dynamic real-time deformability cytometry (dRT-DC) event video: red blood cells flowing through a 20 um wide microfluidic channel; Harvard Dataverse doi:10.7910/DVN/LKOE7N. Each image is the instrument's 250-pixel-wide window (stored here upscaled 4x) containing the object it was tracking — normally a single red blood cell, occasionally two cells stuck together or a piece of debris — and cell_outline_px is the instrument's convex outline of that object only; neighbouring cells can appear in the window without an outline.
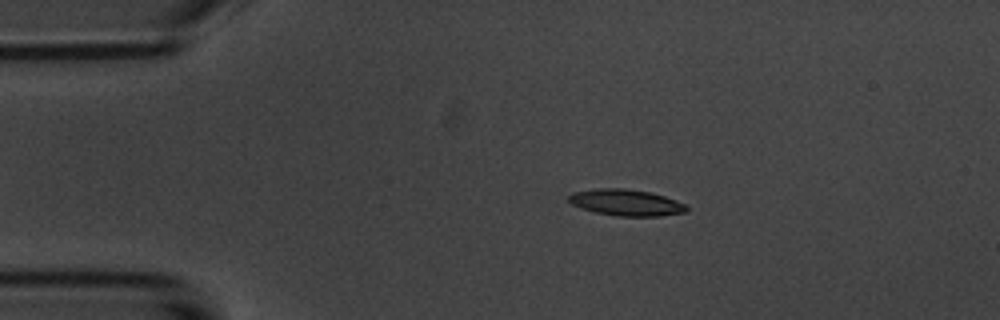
{"species": "common noctule bat (a hibernating species)", "species_latin": "Nyctalus noctula", "temperature_condition": "room temperature", "stored_images_in_passage": 4, "camera_frame_rate_fps": 3000, "um_per_image_px": 0.085, "animal": {"sex": "male", "body_mass_g": 20.1, "forearm_length_mm": 53.5}, "frame": {"image": 1, "passage_image": 2, "time_ms": 1.0, "image_size_px": [1000, 320], "cell_outline_px": [[688, 212], [660, 216], [616, 216], [596, 212], [580, 208], [572, 204], [568, 200], [568, 196], [572, 192], [596, 188], [624, 188], [652, 192], [676, 200], [684, 204], [688, 208]], "centroid_in_image_um": [53.22, 17.21], "position_along_channel_um": 31.8, "area_um2": 18.26}}
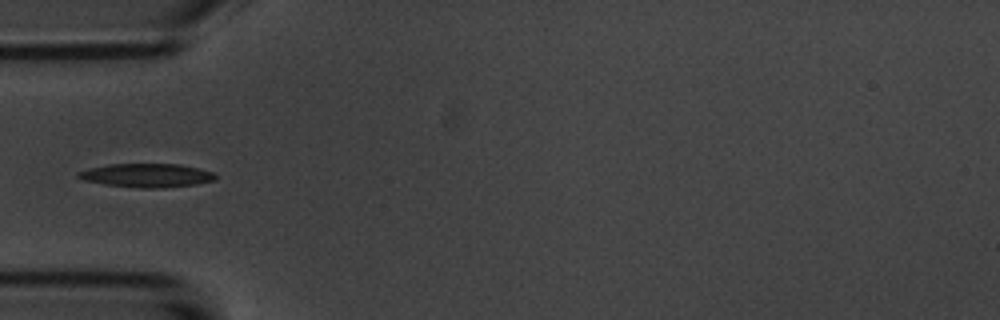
{"frame": {"image": 2, "passage_image": 4, "time_ms": 3.333, "image_size_px": [1000, 320], "cell_outline_px": [[216, 180], [196, 184], [164, 188], [140, 188], [104, 184], [84, 180], [76, 176], [76, 172], [88, 168], [108, 164], [180, 164], [200, 168], [216, 172]], "centroid_in_image_um": [12.5, 14.9], "position_along_channel_um": 72.5, "area_um2": 19.19}}